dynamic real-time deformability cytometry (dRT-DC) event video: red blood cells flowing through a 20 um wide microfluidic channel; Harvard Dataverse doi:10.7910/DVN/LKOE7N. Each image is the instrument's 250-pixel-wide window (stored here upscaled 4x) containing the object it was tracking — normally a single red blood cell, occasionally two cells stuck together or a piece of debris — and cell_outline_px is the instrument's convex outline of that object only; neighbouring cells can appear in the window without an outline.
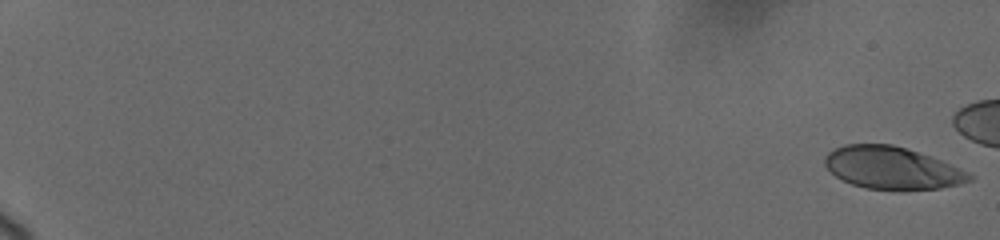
{"species": "human", "species_latin": "Homo sapiens", "temperature_condition": "cold", "stored_images_in_passage": 4, "camera_frame_rate_fps": 3000, "um_per_image_px": 0.085, "donor": {"sex": "female"}, "frame": {"image": 1, "passage_image": 1, "time_ms": 0.0, "image_size_px": [1000, 240], "cell_outline_px": [[976, 176], [972, 180], [960, 184], [940, 188], [904, 192], [864, 188], [852, 184], [836, 176], [824, 164], [824, 156], [832, 148], [844, 144], [892, 144], [932, 156], [960, 168]], "centroid_in_image_um": [75.85, 14.3], "position_along_channel_um": 9.2, "area_um2": 36.41}}